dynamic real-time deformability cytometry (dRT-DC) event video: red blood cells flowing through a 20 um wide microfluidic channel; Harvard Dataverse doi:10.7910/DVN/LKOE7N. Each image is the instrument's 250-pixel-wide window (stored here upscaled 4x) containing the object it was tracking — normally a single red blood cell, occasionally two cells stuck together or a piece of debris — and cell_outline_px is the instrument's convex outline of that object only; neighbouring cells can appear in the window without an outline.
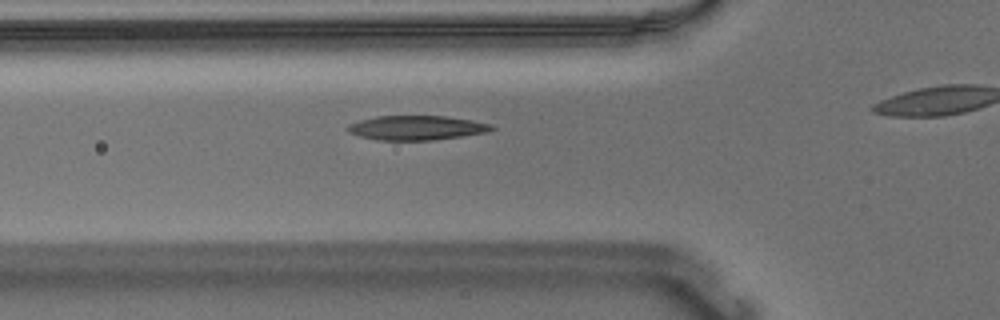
{"species": "Egyptian fruit bat (a non-hibernating species)", "species_latin": "Rousettus aegyptiacus", "temperature_condition": "warm", "stored_images_in_passage": 32, "camera_frame_rate_fps": 3000, "um_per_image_px": 0.085, "animal": {"sex": "male"}, "frame": {"image": 1, "passage_image": 7, "time_ms": 2.0, "image_size_px": [1000, 320], "cell_outline_px": [[496, 128], [488, 132], [432, 140], [376, 140], [360, 136], [348, 132], [344, 128], [348, 124], [360, 120], [376, 116], [448, 116], [472, 120], [492, 124]], "centroid_in_image_um": [35.39, 10.86], "position_along_channel_um": 90.4, "area_um2": 20.58}}
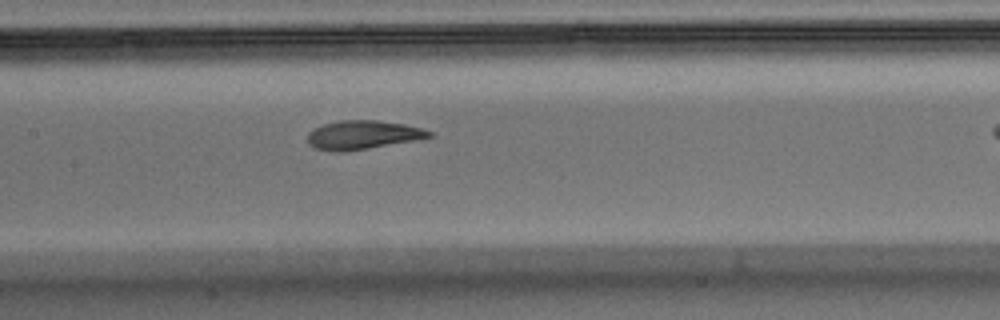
{"frame": {"image": 2, "passage_image": 14, "time_ms": 4.333, "image_size_px": [1000, 320], "cell_outline_px": [[432, 136], [416, 140], [344, 152], [332, 152], [312, 148], [308, 144], [308, 132], [324, 124], [340, 120], [376, 120], [404, 124], [420, 128], [432, 132]], "centroid_in_image_um": [30.78, 11.48], "position_along_channel_um": 176.6, "area_um2": 20.35}}
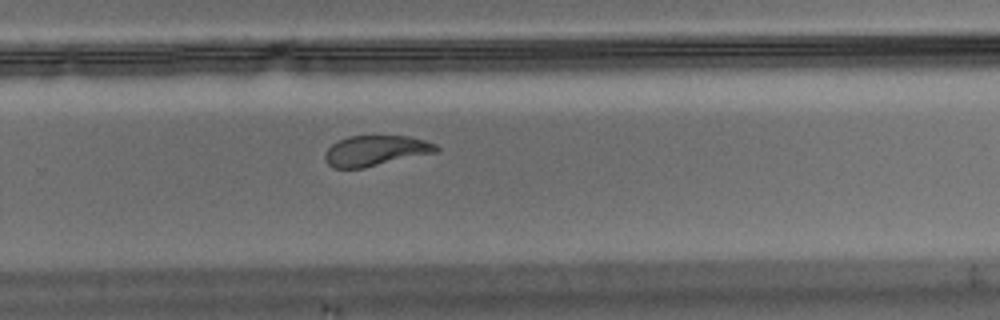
{"frame": {"image": 3, "passage_image": 24, "time_ms": 7.667, "image_size_px": [1000, 320], "cell_outline_px": [[440, 148], [436, 152], [364, 168], [332, 168], [324, 160], [324, 156], [328, 148], [332, 144], [348, 136], [408, 136], [424, 140], [436, 144]], "centroid_in_image_um": [31.91, 12.81], "position_along_channel_um": 297.9, "area_um2": 19.65}}